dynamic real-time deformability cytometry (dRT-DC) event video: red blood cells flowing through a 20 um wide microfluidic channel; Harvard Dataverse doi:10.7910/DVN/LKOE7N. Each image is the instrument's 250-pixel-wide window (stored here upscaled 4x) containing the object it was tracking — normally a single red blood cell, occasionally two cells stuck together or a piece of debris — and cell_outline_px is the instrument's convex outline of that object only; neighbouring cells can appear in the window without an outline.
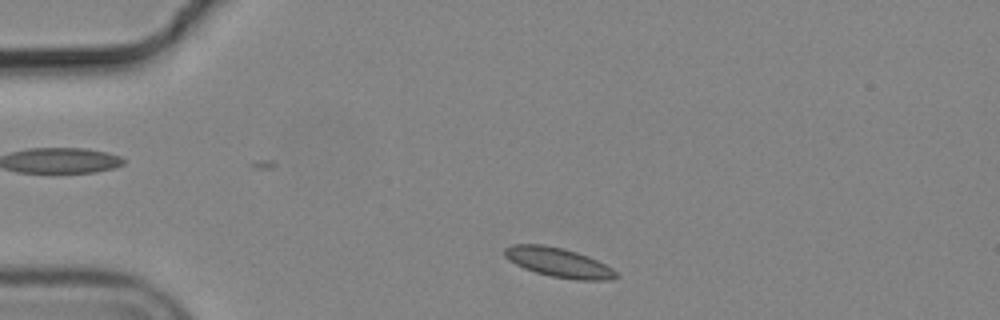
{"species": "common noctule bat (a hibernating species)", "species_latin": "Nyctalus noctula", "temperature_condition": "cold", "stored_images_in_passage": 42, "camera_frame_rate_fps": 3000, "um_per_image_px": 0.085, "animal": {"sex": "male", "body_mass_g": 19.2, "forearm_length_mm": 51.8}, "frame": {"image": 1, "passage_image": 3, "time_ms": 0.667, "image_size_px": [1000, 320], "cell_outline_px": [[620, 276], [608, 280], [576, 280], [552, 276], [536, 272], [524, 268], [508, 260], [504, 256], [504, 248], [512, 244], [540, 244], [564, 248], [588, 256], [612, 268]], "centroid_in_image_um": [47.46, 22.3], "position_along_channel_um": 37.5, "area_um2": 19.02}}
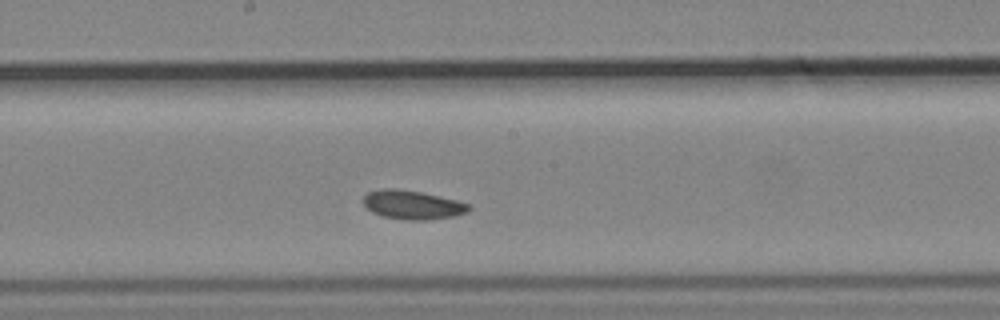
{"frame": {"image": 2, "passage_image": 21, "time_ms": 6.667, "image_size_px": [1000, 320], "cell_outline_px": [[472, 208], [468, 212], [452, 216], [424, 220], [404, 220], [384, 216], [372, 212], [364, 204], [364, 196], [368, 192], [384, 188], [396, 188], [420, 192], [440, 196], [456, 200], [468, 204]], "centroid_in_image_um": [35.06, 17.4], "position_along_channel_um": 213.1, "area_um2": 17.57}}
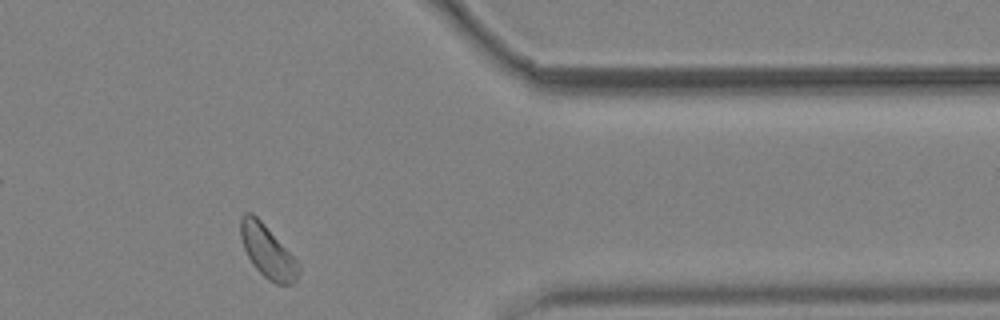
{"frame": {"image": 3, "passage_image": 37, "time_ms": 12.0, "image_size_px": [1000, 320], "cell_outline_px": [[300, 272], [296, 280], [292, 284], [276, 284], [268, 280], [252, 264], [244, 248], [240, 236], [240, 216], [244, 212], [252, 212], [264, 224], [300, 264]], "centroid_in_image_um": [22.73, 21.37], "position_along_channel_um": 388.7, "area_um2": 17.69}, "authors_computed_cell_mechanics": {"area_um2": 17.629, "velocity_mm_per_s": 3.6164, "shape_relaxation_time_tau1_ms": null, "shape_relaxation_time_tau2_ms": 6.3028, "deformation_change_tau1": null, "deformation_change_tau2": 0.0787}}